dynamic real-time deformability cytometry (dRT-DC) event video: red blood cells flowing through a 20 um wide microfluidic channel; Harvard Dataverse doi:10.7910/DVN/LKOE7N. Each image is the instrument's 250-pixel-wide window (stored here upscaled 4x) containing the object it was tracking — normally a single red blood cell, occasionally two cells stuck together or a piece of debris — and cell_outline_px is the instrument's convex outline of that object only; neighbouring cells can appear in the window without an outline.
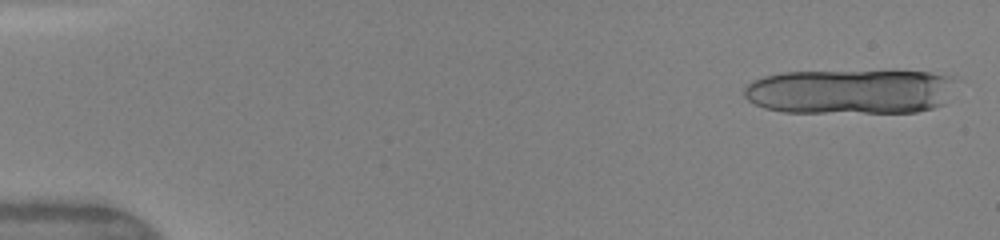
{"species": "human", "species_latin": "Homo sapiens", "temperature_condition": "warm", "stored_images_in_passage": 19, "camera_frame_rate_fps": 3000, "um_per_image_px": 0.085, "donor": {"sex": "female"}, "frame": {"image": 1, "passage_image": 1, "time_ms": 0.0, "image_size_px": [1000, 240], "cell_outline_px": [[956, 76], [944, 104], [932, 108], [916, 112], [784, 112], [764, 108], [748, 100], [744, 96], [744, 88], [752, 80], [764, 76], [784, 72], [928, 72]], "centroid_in_image_um": [72.25, 7.79], "position_along_channel_um": 12.8, "area_um2": 55.08}}